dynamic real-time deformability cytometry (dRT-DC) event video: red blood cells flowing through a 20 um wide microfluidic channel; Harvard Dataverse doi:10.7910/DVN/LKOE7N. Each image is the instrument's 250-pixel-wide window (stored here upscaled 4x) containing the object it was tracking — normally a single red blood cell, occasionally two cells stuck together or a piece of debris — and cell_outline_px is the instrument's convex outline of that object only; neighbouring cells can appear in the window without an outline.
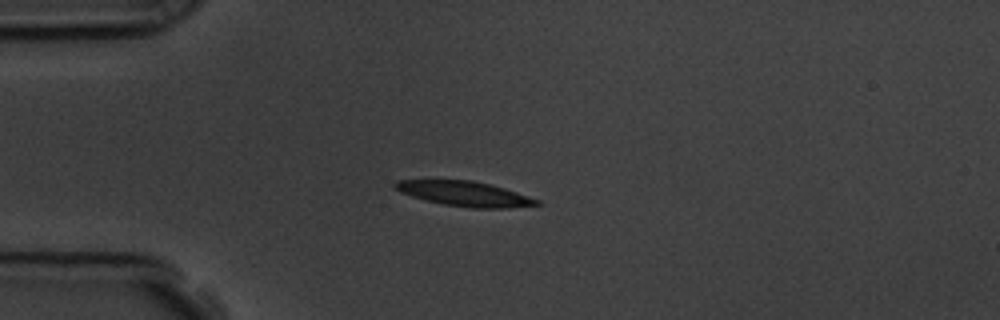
{"species": "common noctule bat (a hibernating species)", "species_latin": "Nyctalus noctula", "temperature_condition": "room temperature", "stored_images_in_passage": 46, "camera_frame_rate_fps": 3000, "um_per_image_px": 0.085, "animal": {"sex": "male", "body_mass_g": 19.5, "forearm_length_mm": 54.6}, "frame": {"image": 1, "passage_image": 13, "time_ms": 4.0, "image_size_px": [1000, 320], "cell_outline_px": [[540, 204], [508, 208], [472, 208], [444, 204], [412, 196], [400, 192], [392, 184], [396, 180], [472, 180], [504, 188], [540, 200]], "centroid_in_image_um": [39.49, 16.46], "position_along_channel_um": 45.5, "area_um2": 20.23}}
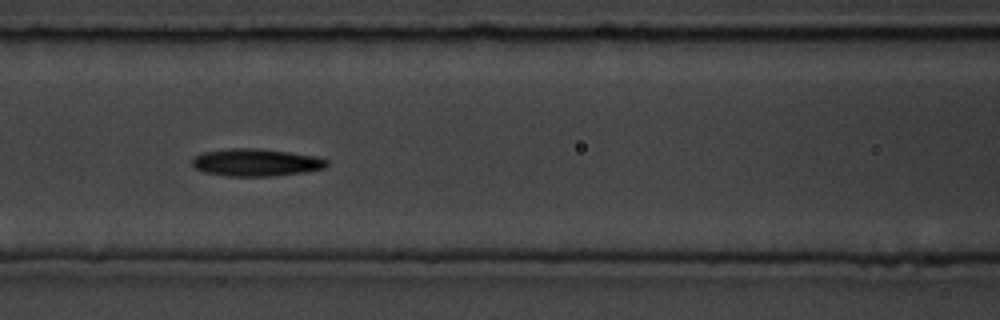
{"frame": {"image": 2, "passage_image": 23, "time_ms": 7.333, "image_size_px": [1000, 320], "cell_outline_px": [[328, 164], [324, 168], [304, 172], [272, 176], [228, 176], [204, 172], [196, 168], [192, 164], [192, 156], [200, 152], [228, 148], [256, 148], [288, 152], [316, 156], [328, 160]], "centroid_in_image_um": [21.72, 13.8], "position_along_channel_um": 144.9, "area_um2": 21.62}}
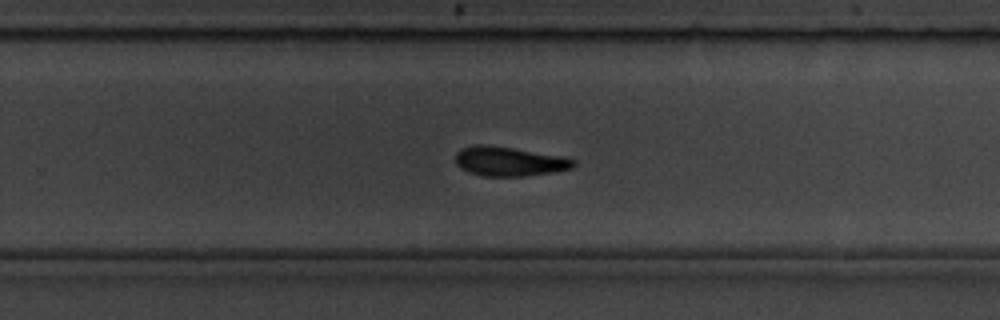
{"frame": {"image": 3, "passage_image": 35, "time_ms": 11.333, "image_size_px": [1000, 320], "cell_outline_px": [[576, 164], [572, 168], [552, 172], [524, 176], [484, 176], [468, 172], [460, 168], [456, 164], [456, 152], [460, 148], [472, 144], [488, 144], [564, 156], [576, 160]], "centroid_in_image_um": [43.26, 13.7], "position_along_channel_um": 286.5, "area_um2": 20.46}, "authors_computed_cell_mechanics": {"area_um2": 20.4034, "velocity_mm_per_s": 3.5534, "shape_relaxation_time_tau1_ms": 4.6591, "shape_relaxation_time_tau2_ms": null, "deformation_change_tau1": 0.1443, "deformation_change_tau2": null}}